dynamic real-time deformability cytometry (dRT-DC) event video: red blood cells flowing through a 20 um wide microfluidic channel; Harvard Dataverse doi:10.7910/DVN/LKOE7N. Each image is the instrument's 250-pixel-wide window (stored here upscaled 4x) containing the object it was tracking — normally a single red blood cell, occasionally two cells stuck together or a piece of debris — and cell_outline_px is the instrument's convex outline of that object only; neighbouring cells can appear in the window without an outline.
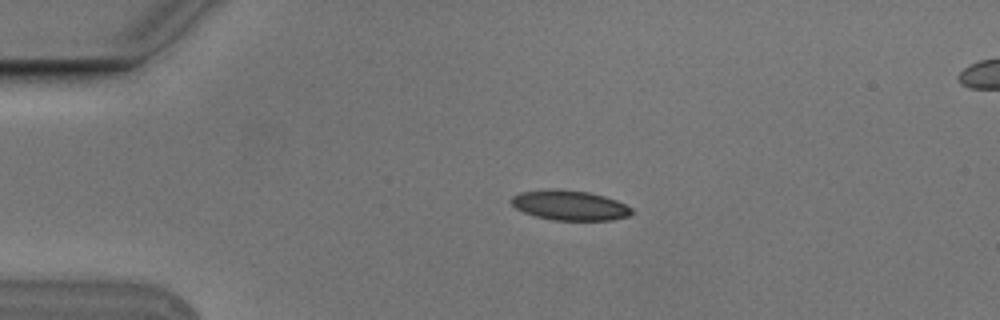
{"species": "Egyptian fruit bat (a non-hibernating species)", "species_latin": "Rousettus aegyptiacus", "temperature_condition": "cold", "stored_images_in_passage": 5, "segment_of_instrument_passage": [1, 2], "camera_frame_rate_fps": 3000, "um_per_image_px": 0.085, "animal": {"sex": "male"}, "frame": {"image": 1, "passage_image": 3, "time_ms": 0.667, "image_size_px": [1000, 320], "cell_outline_px": [[632, 212], [628, 216], [612, 220], [552, 220], [536, 216], [524, 212], [516, 208], [512, 204], [512, 196], [520, 192], [588, 192], [604, 196], [616, 200], [632, 208]], "centroid_in_image_um": [48.48, 17.51], "position_along_channel_um": 36.5, "area_um2": 19.88}}